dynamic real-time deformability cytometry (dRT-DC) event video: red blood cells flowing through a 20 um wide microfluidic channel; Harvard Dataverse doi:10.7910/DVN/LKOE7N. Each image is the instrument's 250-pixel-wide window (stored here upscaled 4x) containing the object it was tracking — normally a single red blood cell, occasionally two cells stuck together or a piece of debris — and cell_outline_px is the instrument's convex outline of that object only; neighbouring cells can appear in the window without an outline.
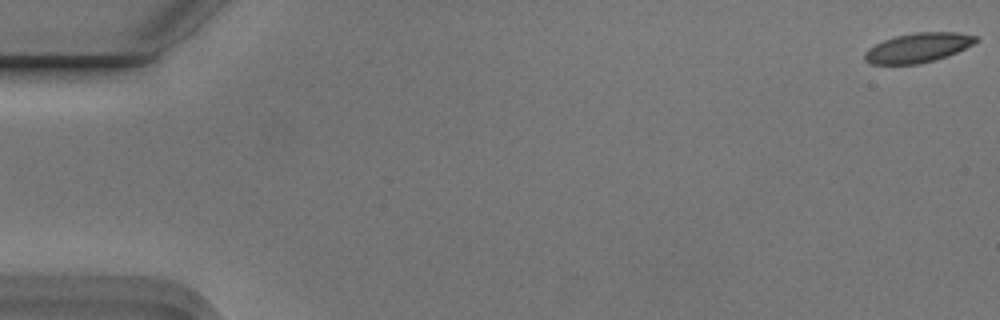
{"species": "Egyptian fruit bat (a non-hibernating species)", "species_latin": "Rousettus aegyptiacus", "temperature_condition": "cold", "stored_images_in_passage": 8, "camera_frame_rate_fps": 3000, "um_per_image_px": 0.085, "animal": {"sex": "male"}, "frame": {"image": 1, "passage_image": 1, "time_ms": 0.0, "image_size_px": [1000, 320], "cell_outline_px": [[980, 40], [948, 56], [920, 64], [872, 64], [864, 60], [864, 52], [868, 48], [884, 40], [896, 36], [916, 32], [956, 32], [976, 36]], "centroid_in_image_um": [78.02, 4.06], "position_along_channel_um": 7.0, "area_um2": 19.02}}
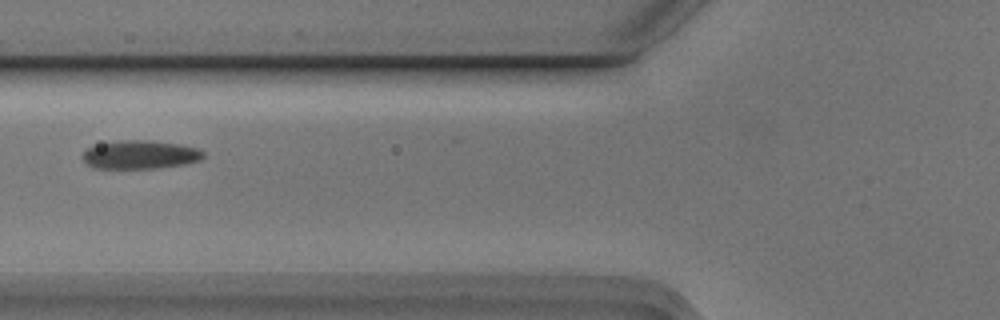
{"frame": {"image": 2, "passage_image": 7, "time_ms": 2.0, "image_size_px": [1000, 320], "cell_outline_px": [[204, 156], [200, 160], [184, 164], [156, 168], [96, 168], [88, 164], [84, 160], [84, 152], [88, 148], [100, 144], [120, 140], [148, 140], [180, 144], [196, 148], [204, 152]], "centroid_in_image_um": [11.95, 13.14], "position_along_channel_um": 113.9, "area_um2": 19.77}}
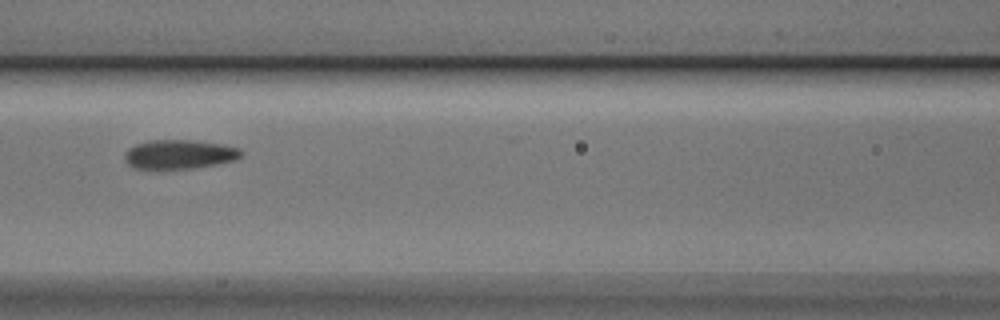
{"frame": {"image": 3, "passage_image": 8, "time_ms": 2.333, "image_size_px": [1000, 320], "cell_outline_px": [[244, 152], [236, 160], [216, 164], [192, 168], [136, 168], [128, 164], [124, 156], [124, 152], [128, 148], [136, 144], [148, 140], [196, 140], [224, 144], [240, 148]], "centroid_in_image_um": [15.27, 13.09], "position_along_channel_um": 151.3, "area_um2": 19.83}}